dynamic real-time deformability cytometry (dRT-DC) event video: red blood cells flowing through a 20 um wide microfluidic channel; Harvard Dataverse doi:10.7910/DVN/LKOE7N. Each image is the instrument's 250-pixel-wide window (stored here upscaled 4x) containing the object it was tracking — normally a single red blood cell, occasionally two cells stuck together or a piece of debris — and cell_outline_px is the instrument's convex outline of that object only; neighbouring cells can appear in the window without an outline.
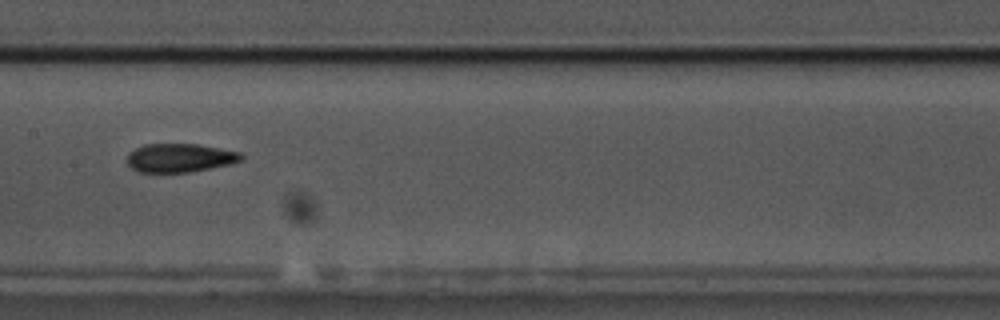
{"species": "common noctule bat (a hibernating species)", "species_latin": "Nyctalus noctula", "temperature_condition": "cold", "stored_images_in_passage": 54, "camera_frame_rate_fps": 3000, "um_per_image_px": 0.085, "animal": {"sex": "male", "body_mass_g": 17.5, "forearm_length_mm": 52.3}, "frame": {"image": 1, "passage_image": 28, "time_ms": 9.0, "image_size_px": [1000, 320], "cell_outline_px": [[244, 160], [228, 164], [188, 172], [140, 172], [132, 168], [124, 160], [128, 152], [144, 144], [196, 144], [240, 152], [244, 156]], "centroid_in_image_um": [15.24, 13.41], "position_along_channel_um": 192.2, "area_um2": 19.02}}
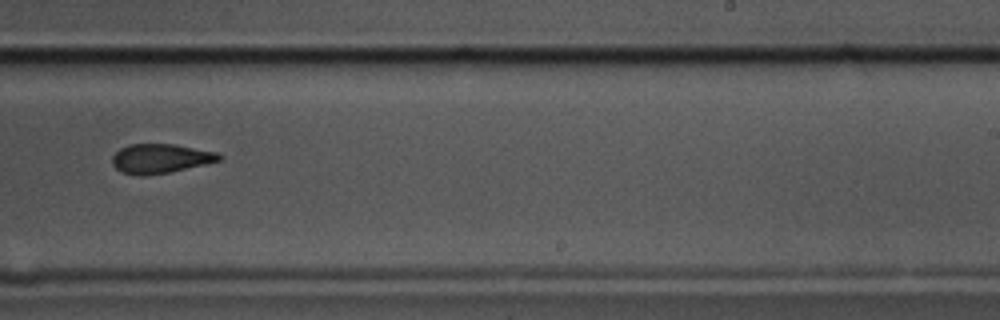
{"frame": {"image": 2, "passage_image": 35, "time_ms": 11.333, "image_size_px": [1000, 320], "cell_outline_px": [[224, 156], [220, 160], [204, 164], [168, 172], [144, 176], [136, 176], [120, 172], [112, 164], [112, 156], [120, 148], [128, 144], [176, 144], [216, 152]], "centroid_in_image_um": [13.6, 13.47], "position_along_channel_um": 275.4, "area_um2": 18.32}}
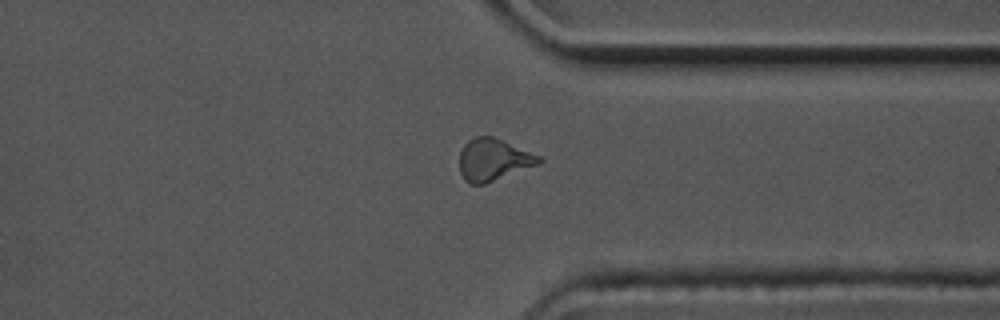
{"frame": {"image": 3, "passage_image": 43, "time_ms": 14.0, "image_size_px": [1000, 320], "cell_outline_px": [[544, 160], [540, 164], [484, 184], [468, 184], [464, 180], [460, 172], [460, 152], [464, 144], [468, 140], [476, 136], [492, 136], [540, 156]], "centroid_in_image_um": [41.93, 13.58], "position_along_channel_um": 369.5, "area_um2": 19.42}, "authors_computed_cell_mechanics": {"area_um2": 19.5075, "velocity_mm_per_s": 3.5795, "shape_relaxation_time_tau1_ms": null, "shape_relaxation_time_tau2_ms": 3.233, "deformation_change_tau1": null, "deformation_change_tau2": 0.1065}}